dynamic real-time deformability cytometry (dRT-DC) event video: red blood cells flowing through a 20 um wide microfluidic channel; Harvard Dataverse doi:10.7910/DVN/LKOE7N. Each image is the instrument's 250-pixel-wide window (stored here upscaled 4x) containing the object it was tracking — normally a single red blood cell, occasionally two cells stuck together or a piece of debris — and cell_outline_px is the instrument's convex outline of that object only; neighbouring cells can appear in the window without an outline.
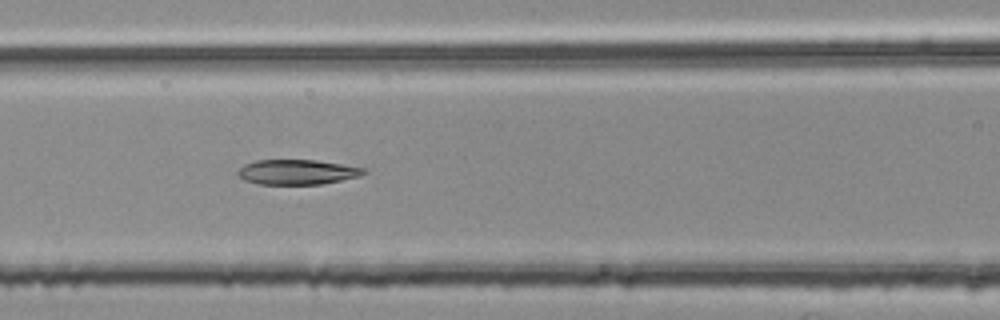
{"species": "common noctule bat (a hibernating species)", "species_latin": "Nyctalus noctula", "temperature_condition": "room temperature", "stored_images_in_passage": 45, "camera_frame_rate_fps": 3000, "um_per_image_px": 0.085, "animal": {"sex": "female", "body_mass_g": 25.1}, "frame": {"image": 1, "passage_image": 17, "time_ms": 5.333, "image_size_px": [1000, 320], "cell_outline_px": [[368, 172], [360, 176], [320, 184], [260, 184], [244, 180], [236, 172], [244, 164], [256, 160], [316, 160], [364, 168]], "centroid_in_image_um": [25.25, 14.62], "position_along_channel_um": 141.4, "area_um2": 18.15}}
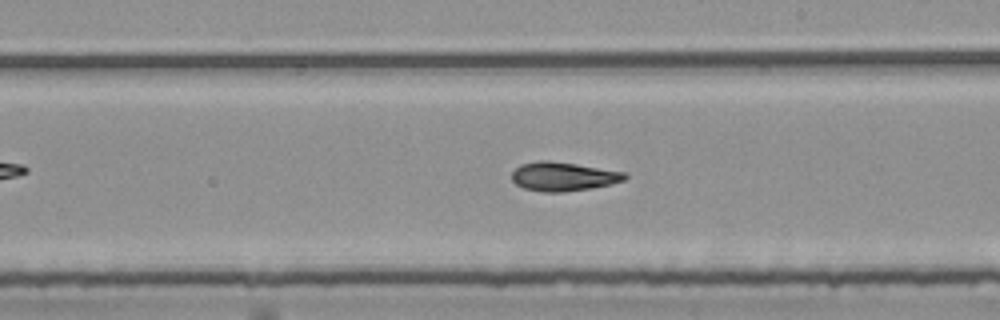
{"frame": {"image": 2, "passage_image": 25, "time_ms": 8.0, "image_size_px": [1000, 320], "cell_outline_px": [[628, 176], [624, 180], [592, 188], [564, 192], [540, 192], [524, 188], [516, 184], [512, 180], [512, 172], [520, 164], [536, 160], [548, 160], [576, 164], [624, 172]], "centroid_in_image_um": [47.82, 15.0], "position_along_channel_um": 241.2, "area_um2": 19.02}}
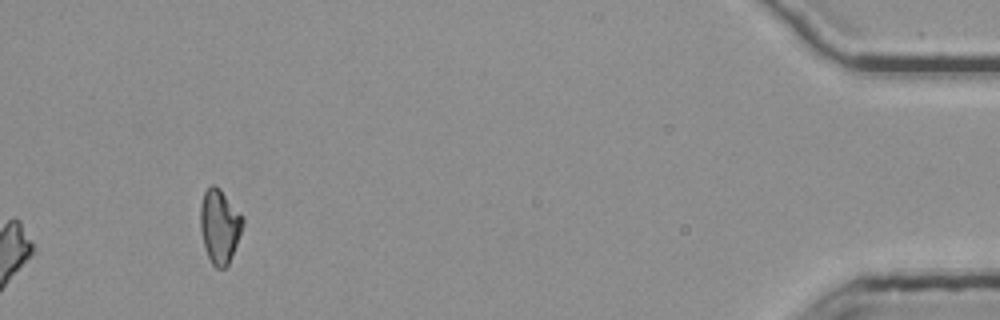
{"frame": {"image": 3, "passage_image": 45, "time_ms": 14.667, "image_size_px": [1000, 320], "cell_outline_px": [[244, 224], [228, 264], [224, 268], [216, 268], [212, 264], [204, 248], [200, 228], [200, 204], [204, 192], [212, 184], [216, 184], [220, 188], [244, 216]], "centroid_in_image_um": [18.66, 19.19], "position_along_channel_um": 416.5, "area_um2": 18.44}, "authors_computed_cell_mechanics": {"area_um2": 18.7272, "velocity_mm_per_s": 3.7442, "shape_relaxation_time_tau1_ms": null, "shape_relaxation_time_tau2_ms": 6.2046, "deformation_change_tau1": null, "deformation_change_tau2": 0.1195}}